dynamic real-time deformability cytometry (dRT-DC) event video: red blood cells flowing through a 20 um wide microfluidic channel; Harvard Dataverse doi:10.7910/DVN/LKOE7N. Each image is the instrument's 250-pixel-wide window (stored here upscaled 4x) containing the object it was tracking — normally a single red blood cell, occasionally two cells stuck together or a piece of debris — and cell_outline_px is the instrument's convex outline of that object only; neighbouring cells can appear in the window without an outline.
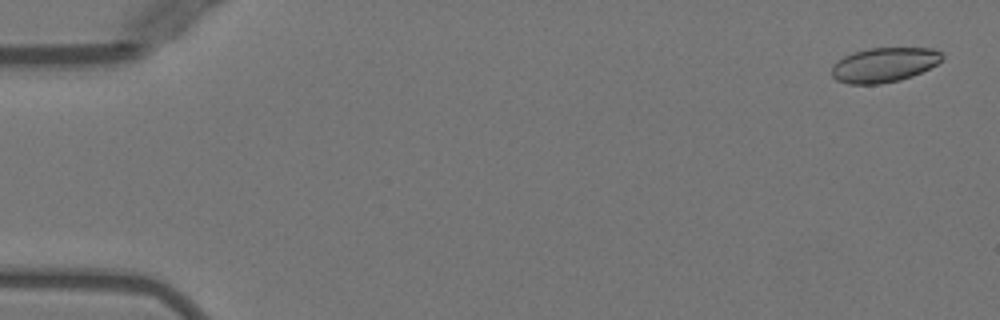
{"species": "Egyptian fruit bat (a non-hibernating species)", "species_latin": "Rousettus aegyptiacus", "temperature_condition": "warm", "stored_images_in_passage": 51, "camera_frame_rate_fps": 3000, "um_per_image_px": 0.085, "animal": {"sex": "female"}, "frame": {"image": 1, "passage_image": 2, "time_ms": 0.333, "image_size_px": [1000, 320], "cell_outline_px": [[944, 60], [912, 76], [900, 80], [880, 84], [848, 84], [836, 80], [832, 76], [832, 64], [836, 60], [852, 52], [868, 48], [932, 48], [940, 52], [944, 56]], "centroid_in_image_um": [75.12, 5.51], "position_along_channel_um": 9.9, "area_um2": 22.43}}
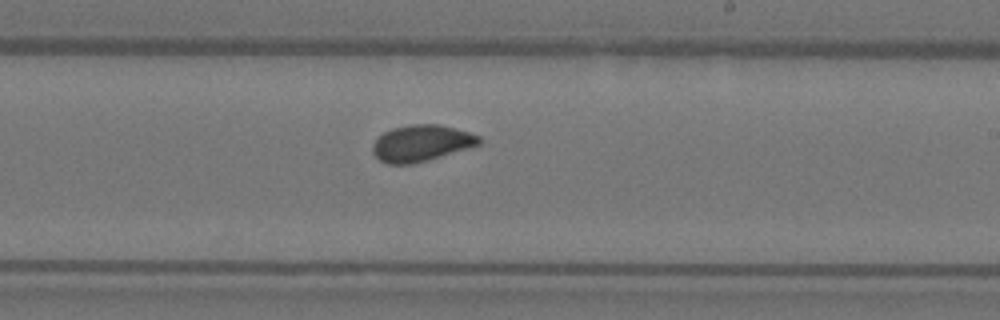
{"frame": {"image": 2, "passage_image": 31, "time_ms": 10.0, "image_size_px": [1000, 320], "cell_outline_px": [[484, 140], [480, 144], [468, 148], [428, 160], [412, 164], [388, 164], [380, 160], [372, 152], [372, 144], [384, 132], [392, 128], [412, 124], [440, 124], [468, 132], [480, 136]], "centroid_in_image_um": [35.82, 12.17], "position_along_channel_um": 253.2, "area_um2": 22.54}}
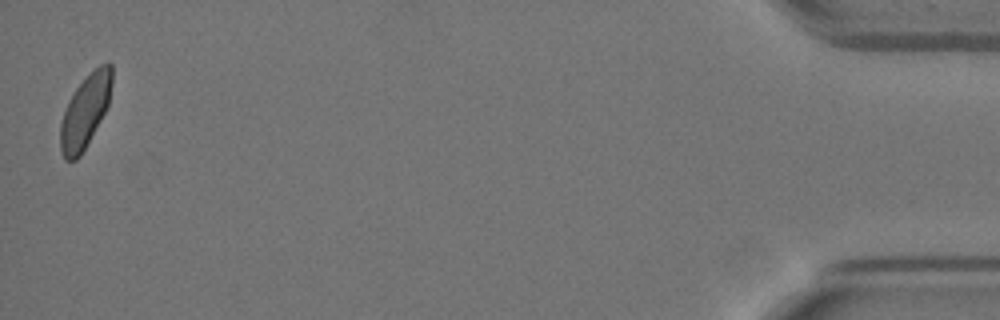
{"frame": {"image": 3, "passage_image": 51, "time_ms": 16.667, "image_size_px": [1000, 320], "cell_outline_px": [[112, 84], [108, 104], [100, 120], [80, 156], [76, 160], [64, 160], [60, 152], [60, 124], [68, 100], [76, 88], [100, 64], [112, 64]], "centroid_in_image_um": [7.22, 9.49], "position_along_channel_um": 428.0, "area_um2": 21.44}, "authors_computed_cell_mechanics": {"area_um2": 22.542, "velocity_mm_per_s": 3.9705, "shape_relaxation_time_tau1_ms": 8.0012, "shape_relaxation_time_tau2_ms": 1.0516, "deformation_change_tau1": 0.1479, "deformation_change_tau2": 0.0432}}